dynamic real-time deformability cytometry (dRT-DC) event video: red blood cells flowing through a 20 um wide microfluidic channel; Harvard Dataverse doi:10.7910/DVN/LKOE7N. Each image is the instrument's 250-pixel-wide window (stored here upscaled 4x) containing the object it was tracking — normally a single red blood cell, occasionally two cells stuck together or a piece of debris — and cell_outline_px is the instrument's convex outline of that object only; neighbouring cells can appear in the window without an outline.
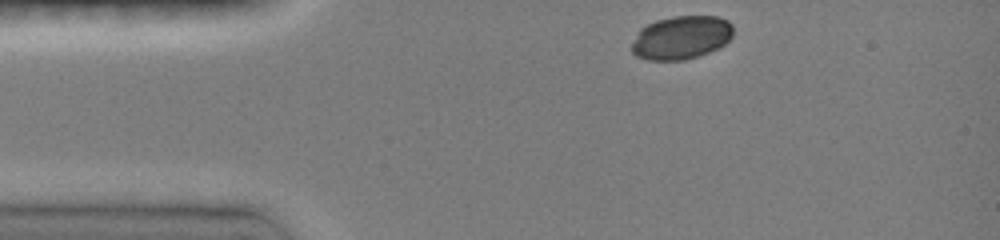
{"species": "common noctule bat (a hibernating species)", "species_latin": "Nyctalus noctula", "temperature_condition": "room temperature", "stored_images_in_passage": 35, "camera_frame_rate_fps": 3000, "um_per_image_px": 0.085, "animal": {"sex": "female", "body_mass_g": 19.0, "forearm_length_mm": 51.5}, "frame": {"image": 1, "passage_image": 1, "time_ms": 0.0, "image_size_px": [1000, 240], "cell_outline_px": [[732, 36], [720, 48], [684, 60], [648, 60], [636, 56], [632, 52], [632, 44], [640, 28], [656, 20], [672, 16], [716, 16], [728, 20], [732, 24]], "centroid_in_image_um": [57.91, 3.19], "position_along_channel_um": 27.1, "area_um2": 25.66}}
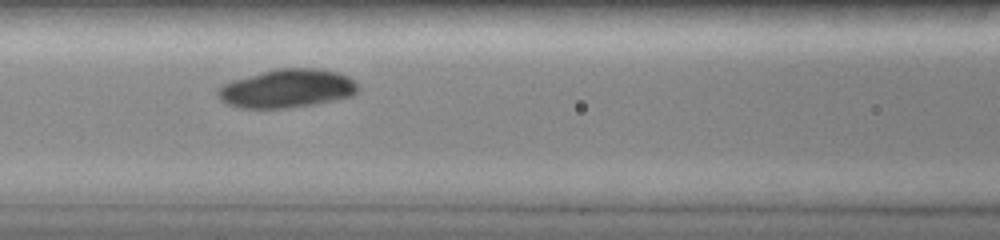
{"frame": {"image": 2, "passage_image": 13, "time_ms": 4.0, "image_size_px": [1000, 240], "cell_outline_px": [[360, 88], [352, 96], [336, 100], [288, 108], [240, 108], [228, 104], [220, 100], [216, 96], [216, 92], [224, 84], [232, 80], [276, 68], [316, 68], [336, 72], [348, 76]], "centroid_in_image_um": [24.38, 7.52], "position_along_channel_um": 142.2, "area_um2": 31.44}}
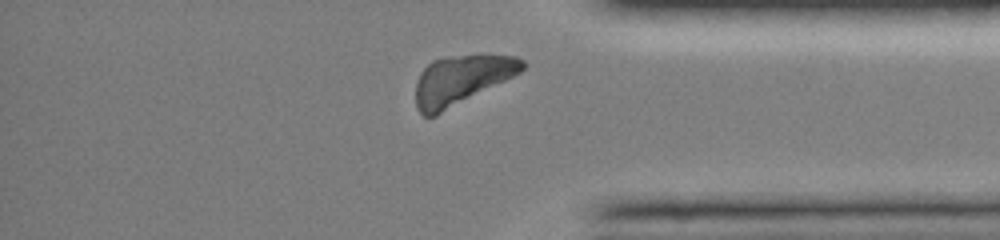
{"frame": {"image": 3, "passage_image": 32, "time_ms": 10.333, "image_size_px": [1000, 240], "cell_outline_px": [[524, 68], [520, 72], [436, 116], [424, 116], [420, 112], [416, 104], [416, 84], [420, 72], [432, 60], [448, 56], [480, 52], [516, 56], [524, 60]], "centroid_in_image_um": [39.23, 6.74], "position_along_channel_um": 396.0, "area_um2": 30.98}}